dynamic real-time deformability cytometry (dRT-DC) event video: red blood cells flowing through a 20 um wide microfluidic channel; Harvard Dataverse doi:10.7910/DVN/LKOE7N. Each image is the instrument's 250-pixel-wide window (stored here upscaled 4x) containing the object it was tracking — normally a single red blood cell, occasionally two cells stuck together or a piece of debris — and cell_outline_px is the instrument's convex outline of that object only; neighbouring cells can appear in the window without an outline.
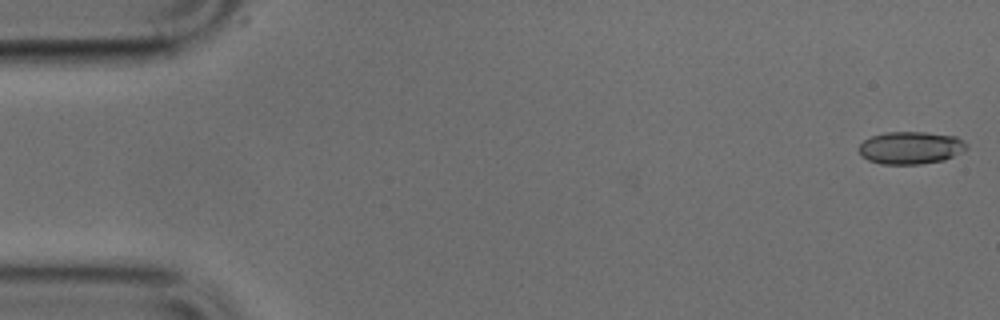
{"species": "common noctule bat (a hibernating species)", "species_latin": "Nyctalus noctula", "temperature_condition": "cold", "stored_images_in_passage": 50, "camera_frame_rate_fps": 3000, "um_per_image_px": 0.085, "animal": {"sex": "male", "body_mass_g": 17.9, "forearm_length_mm": 54.2}, "frame": {"image": 1, "passage_image": 1, "time_ms": 0.0, "image_size_px": [1000, 320], "cell_outline_px": [[968, 148], [944, 160], [920, 164], [880, 164], [868, 160], [860, 152], [860, 144], [864, 140], [872, 136], [884, 132], [924, 132], [956, 136], [968, 144]], "centroid_in_image_um": [77.42, 12.55], "position_along_channel_um": 7.6, "area_um2": 20.29}}
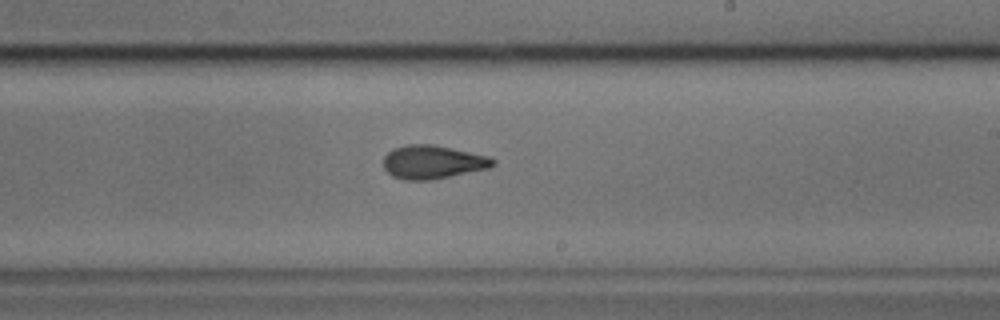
{"frame": {"image": 2, "passage_image": 29, "time_ms": 9.333, "image_size_px": [1000, 320], "cell_outline_px": [[496, 164], [488, 168], [428, 180], [404, 180], [392, 176], [384, 168], [384, 156], [388, 152], [396, 148], [408, 144], [432, 144], [488, 156], [496, 160]], "centroid_in_image_um": [36.77, 13.77], "position_along_channel_um": 252.2, "area_um2": 21.04}}
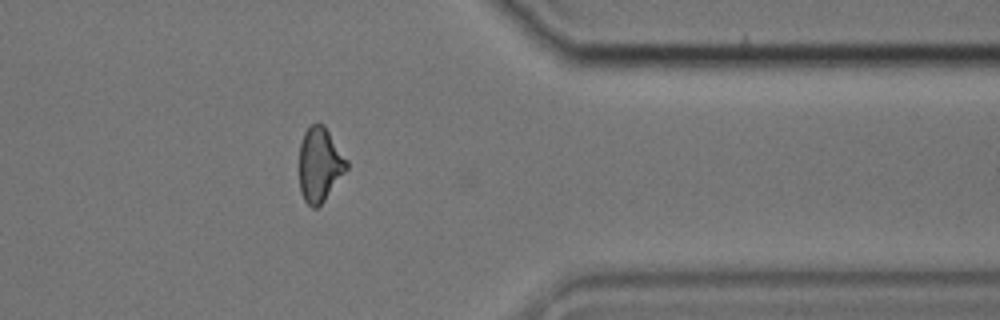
{"frame": {"image": 3, "passage_image": 40, "time_ms": 13.0, "image_size_px": [1000, 320], "cell_outline_px": [[348, 168], [324, 200], [316, 208], [312, 208], [304, 200], [300, 192], [300, 144], [304, 132], [312, 124], [324, 124], [348, 160]], "centroid_in_image_um": [27.18, 13.98], "position_along_channel_um": 384.2, "area_um2": 20.4}}